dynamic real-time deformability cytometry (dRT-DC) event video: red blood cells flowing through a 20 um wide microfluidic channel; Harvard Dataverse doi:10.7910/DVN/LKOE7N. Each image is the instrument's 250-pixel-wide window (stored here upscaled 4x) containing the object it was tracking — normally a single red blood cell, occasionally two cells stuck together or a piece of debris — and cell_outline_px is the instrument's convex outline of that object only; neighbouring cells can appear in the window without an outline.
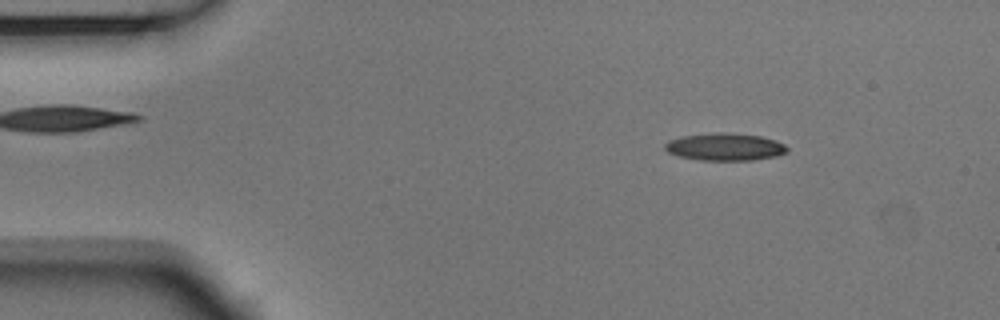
{"species": "Egyptian fruit bat (a non-hibernating species)", "species_latin": "Rousettus aegyptiacus", "temperature_condition": "room temperature", "stored_images_in_passage": 53, "camera_frame_rate_fps": 3000, "um_per_image_px": 0.085, "animal": {"sex": "male"}, "frame": {"image": 1, "passage_image": 7, "time_ms": 2.0, "image_size_px": [1000, 320], "cell_outline_px": [[788, 152], [776, 156], [752, 160], [700, 160], [676, 156], [668, 152], [664, 148], [664, 144], [668, 140], [680, 136], [720, 132], [724, 132], [760, 136], [776, 140], [784, 144], [788, 148]], "centroid_in_image_um": [61.6, 12.48], "position_along_channel_um": 23.4, "area_um2": 19.65}}
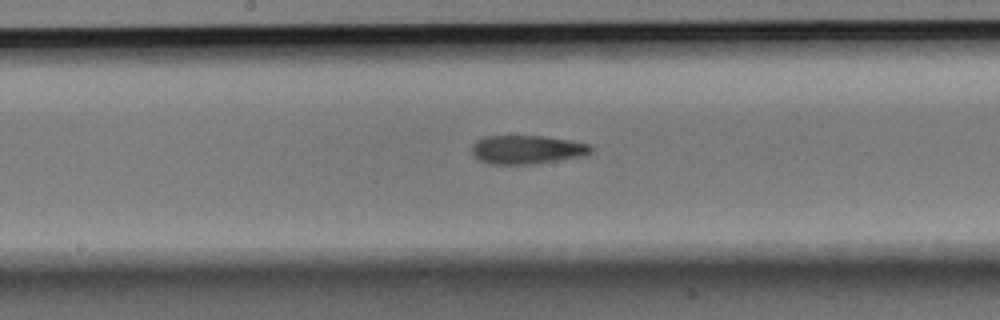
{"frame": {"image": 2, "passage_image": 27, "time_ms": 8.667, "image_size_px": [1000, 320], "cell_outline_px": [[592, 152], [584, 156], [532, 164], [488, 164], [472, 156], [472, 144], [476, 140], [484, 136], [544, 136], [568, 140], [588, 144], [592, 148]], "centroid_in_image_um": [44.75, 12.72], "position_along_channel_um": 203.5, "area_um2": 19.94}}
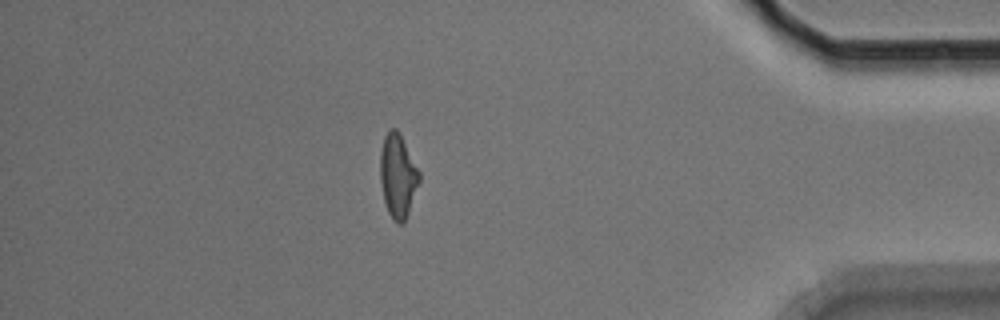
{"frame": {"image": 3, "passage_image": 46, "time_ms": 15.0, "image_size_px": [1000, 320], "cell_outline_px": [[420, 180], [404, 224], [396, 224], [388, 212], [384, 200], [380, 180], [380, 152], [384, 136], [388, 128], [396, 128], [400, 132], [420, 172]], "centroid_in_image_um": [33.81, 14.92], "position_along_channel_um": 401.4, "area_um2": 19.25}, "authors_computed_cell_mechanics": {"area_um2": 19.2474, "velocity_mm_per_s": 3.759, "shape_relaxation_time_tau1_ms": 5.2874, "shape_relaxation_time_tau2_ms": 7.6565, "deformation_change_tau1": 0.1653, "deformation_change_tau2": 0.1939}}